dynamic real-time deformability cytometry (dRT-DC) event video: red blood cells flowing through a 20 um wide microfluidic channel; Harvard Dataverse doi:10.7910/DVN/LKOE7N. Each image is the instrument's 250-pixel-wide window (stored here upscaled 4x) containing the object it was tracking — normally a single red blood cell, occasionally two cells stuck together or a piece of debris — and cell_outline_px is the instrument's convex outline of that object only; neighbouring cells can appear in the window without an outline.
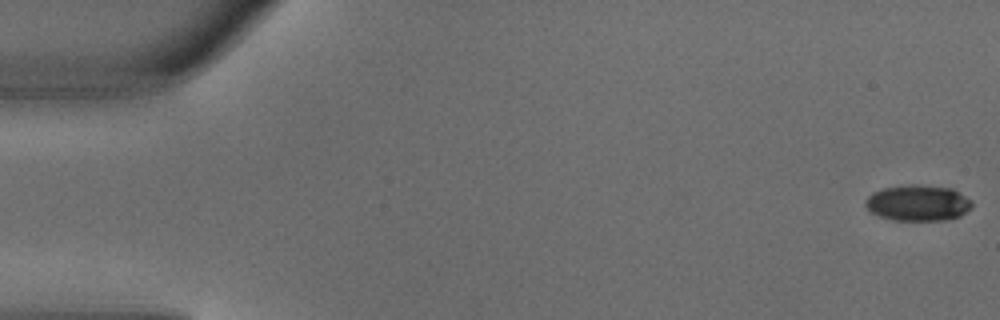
{"species": "common noctule bat (a hibernating species)", "species_latin": "Nyctalus noctula", "temperature_condition": "warm", "stored_images_in_passage": 6, "camera_frame_rate_fps": 3000, "um_per_image_px": 0.085, "animal": {"sex": "male", "body_mass_g": 18.8}, "frame": {"image": 1, "passage_image": 1, "time_ms": 0.0, "image_size_px": [1000, 320], "cell_outline_px": [[972, 208], [960, 216], [944, 220], [896, 220], [880, 216], [872, 212], [864, 204], [868, 196], [872, 192], [884, 188], [912, 184], [916, 184], [952, 188], [972, 200]], "centroid_in_image_um": [78.05, 17.24], "position_along_channel_um": 6.9, "area_um2": 22.25}}
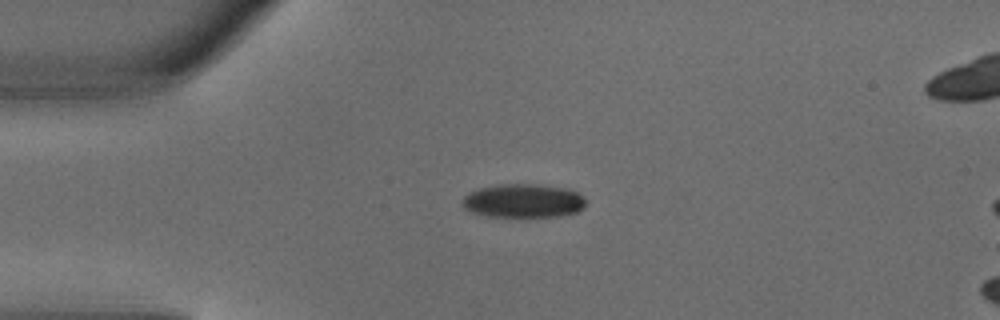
{"frame": {"image": 2, "passage_image": 4, "time_ms": 1.0, "image_size_px": [1000, 320], "cell_outline_px": [[584, 208], [576, 212], [560, 216], [488, 216], [472, 212], [464, 208], [460, 204], [464, 196], [468, 192], [480, 188], [500, 184], [536, 184], [564, 188], [576, 192], [584, 200]], "centroid_in_image_um": [44.43, 17.06], "position_along_channel_um": 40.6, "area_um2": 24.04}}
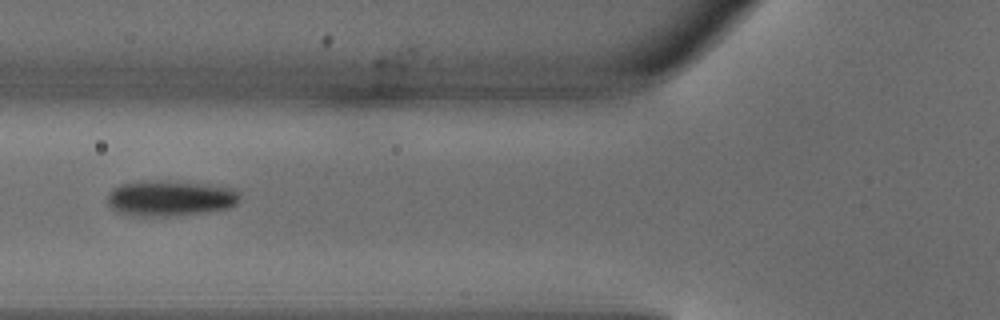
{"frame": {"image": 3, "passage_image": 6, "time_ms": 1.667, "image_size_px": [1000, 320], "cell_outline_px": [[240, 200], [236, 204], [228, 208], [204, 212], [172, 216], [128, 216], [116, 212], [108, 204], [108, 192], [112, 188], [120, 184], [144, 180], [168, 180], [232, 188], [240, 196]], "centroid_in_image_um": [14.39, 16.85], "position_along_channel_um": 111.4, "area_um2": 27.69}}